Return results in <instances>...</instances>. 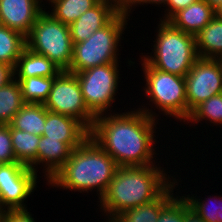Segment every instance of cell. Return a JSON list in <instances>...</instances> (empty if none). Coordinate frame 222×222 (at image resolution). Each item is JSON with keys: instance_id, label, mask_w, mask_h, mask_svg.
I'll list each match as a JSON object with an SVG mask.
<instances>
[{"instance_id": "f546056e", "label": "cell", "mask_w": 222, "mask_h": 222, "mask_svg": "<svg viewBox=\"0 0 222 222\" xmlns=\"http://www.w3.org/2000/svg\"><path fill=\"white\" fill-rule=\"evenodd\" d=\"M0 222H36L27 208L5 209L0 211Z\"/></svg>"}, {"instance_id": "3957f363", "label": "cell", "mask_w": 222, "mask_h": 222, "mask_svg": "<svg viewBox=\"0 0 222 222\" xmlns=\"http://www.w3.org/2000/svg\"><path fill=\"white\" fill-rule=\"evenodd\" d=\"M118 167L114 159L88 137L73 149L70 158L46 184L80 193H90L96 189L100 201Z\"/></svg>"}, {"instance_id": "d590c367", "label": "cell", "mask_w": 222, "mask_h": 222, "mask_svg": "<svg viewBox=\"0 0 222 222\" xmlns=\"http://www.w3.org/2000/svg\"><path fill=\"white\" fill-rule=\"evenodd\" d=\"M206 1L214 10L222 5V0H204Z\"/></svg>"}, {"instance_id": "5b68a950", "label": "cell", "mask_w": 222, "mask_h": 222, "mask_svg": "<svg viewBox=\"0 0 222 222\" xmlns=\"http://www.w3.org/2000/svg\"><path fill=\"white\" fill-rule=\"evenodd\" d=\"M140 59L139 62H141L144 74L141 76H144L146 82L143 88L144 94L153 107L149 110V106L143 105V108L138 109L154 119L160 120L159 114L162 112L164 116L173 117L175 120L183 121V123L186 122L188 119V103L185 77L153 68L142 57ZM152 108L158 109L159 113L156 114Z\"/></svg>"}, {"instance_id": "9c48e42d", "label": "cell", "mask_w": 222, "mask_h": 222, "mask_svg": "<svg viewBox=\"0 0 222 222\" xmlns=\"http://www.w3.org/2000/svg\"><path fill=\"white\" fill-rule=\"evenodd\" d=\"M44 107L53 113L73 117L89 131L96 116L87 108L75 74L62 71L55 79Z\"/></svg>"}, {"instance_id": "6da1fadb", "label": "cell", "mask_w": 222, "mask_h": 222, "mask_svg": "<svg viewBox=\"0 0 222 222\" xmlns=\"http://www.w3.org/2000/svg\"><path fill=\"white\" fill-rule=\"evenodd\" d=\"M133 109L99 115L90 130L89 137L107 152L119 167L146 166L156 164L155 160H158L156 158L159 153L155 151L158 120L138 107Z\"/></svg>"}, {"instance_id": "8fae6325", "label": "cell", "mask_w": 222, "mask_h": 222, "mask_svg": "<svg viewBox=\"0 0 222 222\" xmlns=\"http://www.w3.org/2000/svg\"><path fill=\"white\" fill-rule=\"evenodd\" d=\"M188 118L202 102L222 93V72L217 59L199 57L185 76Z\"/></svg>"}, {"instance_id": "7c38bea8", "label": "cell", "mask_w": 222, "mask_h": 222, "mask_svg": "<svg viewBox=\"0 0 222 222\" xmlns=\"http://www.w3.org/2000/svg\"><path fill=\"white\" fill-rule=\"evenodd\" d=\"M42 2V0H0V25L16 30L26 37L38 16L46 8Z\"/></svg>"}, {"instance_id": "484cf974", "label": "cell", "mask_w": 222, "mask_h": 222, "mask_svg": "<svg viewBox=\"0 0 222 222\" xmlns=\"http://www.w3.org/2000/svg\"><path fill=\"white\" fill-rule=\"evenodd\" d=\"M203 120L208 121L211 125L222 126V93L216 94L208 100L198 105L190 114L185 123H190L191 126L195 123H202ZM202 121V122H201ZM192 123V124H191Z\"/></svg>"}, {"instance_id": "cb8c5ba5", "label": "cell", "mask_w": 222, "mask_h": 222, "mask_svg": "<svg viewBox=\"0 0 222 222\" xmlns=\"http://www.w3.org/2000/svg\"><path fill=\"white\" fill-rule=\"evenodd\" d=\"M24 104L19 82L13 78L0 88V124L9 125Z\"/></svg>"}, {"instance_id": "836d02e7", "label": "cell", "mask_w": 222, "mask_h": 222, "mask_svg": "<svg viewBox=\"0 0 222 222\" xmlns=\"http://www.w3.org/2000/svg\"><path fill=\"white\" fill-rule=\"evenodd\" d=\"M184 222H205L193 209L188 206L184 210Z\"/></svg>"}, {"instance_id": "1f68e13d", "label": "cell", "mask_w": 222, "mask_h": 222, "mask_svg": "<svg viewBox=\"0 0 222 222\" xmlns=\"http://www.w3.org/2000/svg\"><path fill=\"white\" fill-rule=\"evenodd\" d=\"M167 3V0H128V4H127V8H126V14L128 16H131L130 14H132V8H133V11H134V7L136 6H141V5H148V4H152V5H156V6H159L160 8L162 7H165ZM161 4V6H160Z\"/></svg>"}, {"instance_id": "603a6c76", "label": "cell", "mask_w": 222, "mask_h": 222, "mask_svg": "<svg viewBox=\"0 0 222 222\" xmlns=\"http://www.w3.org/2000/svg\"><path fill=\"white\" fill-rule=\"evenodd\" d=\"M26 48V37L16 30L0 25V62L13 69L23 50Z\"/></svg>"}, {"instance_id": "277c9868", "label": "cell", "mask_w": 222, "mask_h": 222, "mask_svg": "<svg viewBox=\"0 0 222 222\" xmlns=\"http://www.w3.org/2000/svg\"><path fill=\"white\" fill-rule=\"evenodd\" d=\"M152 52L142 58L153 68L185 77L199 58L195 36L173 27L168 21H158ZM153 53V54H152Z\"/></svg>"}, {"instance_id": "4fadbf2b", "label": "cell", "mask_w": 222, "mask_h": 222, "mask_svg": "<svg viewBox=\"0 0 222 222\" xmlns=\"http://www.w3.org/2000/svg\"><path fill=\"white\" fill-rule=\"evenodd\" d=\"M90 135V131L77 119L53 113L46 109V121L42 136L67 143L72 149L80 146Z\"/></svg>"}, {"instance_id": "2e32d148", "label": "cell", "mask_w": 222, "mask_h": 222, "mask_svg": "<svg viewBox=\"0 0 222 222\" xmlns=\"http://www.w3.org/2000/svg\"><path fill=\"white\" fill-rule=\"evenodd\" d=\"M215 16V10L206 1L198 0L176 12L168 22L173 27L195 36Z\"/></svg>"}, {"instance_id": "d4e9b609", "label": "cell", "mask_w": 222, "mask_h": 222, "mask_svg": "<svg viewBox=\"0 0 222 222\" xmlns=\"http://www.w3.org/2000/svg\"><path fill=\"white\" fill-rule=\"evenodd\" d=\"M56 77L15 78L21 87L24 103L44 104Z\"/></svg>"}, {"instance_id": "5bb4252c", "label": "cell", "mask_w": 222, "mask_h": 222, "mask_svg": "<svg viewBox=\"0 0 222 222\" xmlns=\"http://www.w3.org/2000/svg\"><path fill=\"white\" fill-rule=\"evenodd\" d=\"M118 13L119 11L114 6L98 2L69 25L73 44L87 40L95 31L107 25Z\"/></svg>"}, {"instance_id": "7402d4cb", "label": "cell", "mask_w": 222, "mask_h": 222, "mask_svg": "<svg viewBox=\"0 0 222 222\" xmlns=\"http://www.w3.org/2000/svg\"><path fill=\"white\" fill-rule=\"evenodd\" d=\"M46 2H49L52 8L46 12L68 26L98 3L96 0H47Z\"/></svg>"}, {"instance_id": "83f0119b", "label": "cell", "mask_w": 222, "mask_h": 222, "mask_svg": "<svg viewBox=\"0 0 222 222\" xmlns=\"http://www.w3.org/2000/svg\"><path fill=\"white\" fill-rule=\"evenodd\" d=\"M162 208L157 222H184V210L189 206L180 191ZM178 195V196H177Z\"/></svg>"}, {"instance_id": "ac0fdd59", "label": "cell", "mask_w": 222, "mask_h": 222, "mask_svg": "<svg viewBox=\"0 0 222 222\" xmlns=\"http://www.w3.org/2000/svg\"><path fill=\"white\" fill-rule=\"evenodd\" d=\"M14 78L57 77L62 71L46 56L23 50L13 69Z\"/></svg>"}, {"instance_id": "e575fe53", "label": "cell", "mask_w": 222, "mask_h": 222, "mask_svg": "<svg viewBox=\"0 0 222 222\" xmlns=\"http://www.w3.org/2000/svg\"><path fill=\"white\" fill-rule=\"evenodd\" d=\"M114 6L119 12H125L128 0H96Z\"/></svg>"}, {"instance_id": "e0dca14e", "label": "cell", "mask_w": 222, "mask_h": 222, "mask_svg": "<svg viewBox=\"0 0 222 222\" xmlns=\"http://www.w3.org/2000/svg\"><path fill=\"white\" fill-rule=\"evenodd\" d=\"M175 181L155 200L118 213L109 222H157L162 208L176 195L174 189L179 186Z\"/></svg>"}, {"instance_id": "8992f818", "label": "cell", "mask_w": 222, "mask_h": 222, "mask_svg": "<svg viewBox=\"0 0 222 222\" xmlns=\"http://www.w3.org/2000/svg\"><path fill=\"white\" fill-rule=\"evenodd\" d=\"M128 17L126 12H119L107 25L95 31L87 40L75 43L68 72L75 74L91 67L119 63V46H121V40H125L121 36L130 20Z\"/></svg>"}, {"instance_id": "ba28073f", "label": "cell", "mask_w": 222, "mask_h": 222, "mask_svg": "<svg viewBox=\"0 0 222 222\" xmlns=\"http://www.w3.org/2000/svg\"><path fill=\"white\" fill-rule=\"evenodd\" d=\"M119 65L108 63L75 73L85 104L96 117L113 112L121 79Z\"/></svg>"}, {"instance_id": "74e56055", "label": "cell", "mask_w": 222, "mask_h": 222, "mask_svg": "<svg viewBox=\"0 0 222 222\" xmlns=\"http://www.w3.org/2000/svg\"><path fill=\"white\" fill-rule=\"evenodd\" d=\"M217 61L219 63V66L221 68V72H222V55H220L218 58H217Z\"/></svg>"}, {"instance_id": "4316f807", "label": "cell", "mask_w": 222, "mask_h": 222, "mask_svg": "<svg viewBox=\"0 0 222 222\" xmlns=\"http://www.w3.org/2000/svg\"><path fill=\"white\" fill-rule=\"evenodd\" d=\"M190 193L192 196L189 194H183V197L189 203L190 208L193 209L205 222H222V196L217 197L214 195L215 197L213 196L212 198L211 196L210 198L208 196V199L204 197V200H202L197 195L194 196L195 194H192V192Z\"/></svg>"}, {"instance_id": "52a82bcc", "label": "cell", "mask_w": 222, "mask_h": 222, "mask_svg": "<svg viewBox=\"0 0 222 222\" xmlns=\"http://www.w3.org/2000/svg\"><path fill=\"white\" fill-rule=\"evenodd\" d=\"M45 10L26 36V47L46 56L61 71H69L74 46L69 26L54 19Z\"/></svg>"}, {"instance_id": "d6986e66", "label": "cell", "mask_w": 222, "mask_h": 222, "mask_svg": "<svg viewBox=\"0 0 222 222\" xmlns=\"http://www.w3.org/2000/svg\"><path fill=\"white\" fill-rule=\"evenodd\" d=\"M195 41L199 57L217 59L222 55V20L215 16L195 35Z\"/></svg>"}, {"instance_id": "f1b7e54d", "label": "cell", "mask_w": 222, "mask_h": 222, "mask_svg": "<svg viewBox=\"0 0 222 222\" xmlns=\"http://www.w3.org/2000/svg\"><path fill=\"white\" fill-rule=\"evenodd\" d=\"M0 162L1 163H13L18 162L16 160L12 139L10 134V124H0Z\"/></svg>"}, {"instance_id": "d6a6232c", "label": "cell", "mask_w": 222, "mask_h": 222, "mask_svg": "<svg viewBox=\"0 0 222 222\" xmlns=\"http://www.w3.org/2000/svg\"><path fill=\"white\" fill-rule=\"evenodd\" d=\"M14 78L13 68L0 62V88Z\"/></svg>"}, {"instance_id": "ffe728a7", "label": "cell", "mask_w": 222, "mask_h": 222, "mask_svg": "<svg viewBox=\"0 0 222 222\" xmlns=\"http://www.w3.org/2000/svg\"><path fill=\"white\" fill-rule=\"evenodd\" d=\"M46 121V108L43 104L25 103L14 115L10 125L17 130L42 136Z\"/></svg>"}, {"instance_id": "44dd1931", "label": "cell", "mask_w": 222, "mask_h": 222, "mask_svg": "<svg viewBox=\"0 0 222 222\" xmlns=\"http://www.w3.org/2000/svg\"><path fill=\"white\" fill-rule=\"evenodd\" d=\"M10 134L16 160L36 172L37 149L41 136L14 129L11 125Z\"/></svg>"}, {"instance_id": "8d00e7d4", "label": "cell", "mask_w": 222, "mask_h": 222, "mask_svg": "<svg viewBox=\"0 0 222 222\" xmlns=\"http://www.w3.org/2000/svg\"><path fill=\"white\" fill-rule=\"evenodd\" d=\"M215 15L222 20V5L215 10Z\"/></svg>"}, {"instance_id": "30bf717a", "label": "cell", "mask_w": 222, "mask_h": 222, "mask_svg": "<svg viewBox=\"0 0 222 222\" xmlns=\"http://www.w3.org/2000/svg\"><path fill=\"white\" fill-rule=\"evenodd\" d=\"M38 174L20 162L0 164V211L28 208L24 203L37 188Z\"/></svg>"}, {"instance_id": "4dcf8cb0", "label": "cell", "mask_w": 222, "mask_h": 222, "mask_svg": "<svg viewBox=\"0 0 222 222\" xmlns=\"http://www.w3.org/2000/svg\"><path fill=\"white\" fill-rule=\"evenodd\" d=\"M198 0H167L164 15L160 17L161 21H168L176 12L185 9Z\"/></svg>"}, {"instance_id": "7a4b0ae2", "label": "cell", "mask_w": 222, "mask_h": 222, "mask_svg": "<svg viewBox=\"0 0 222 222\" xmlns=\"http://www.w3.org/2000/svg\"><path fill=\"white\" fill-rule=\"evenodd\" d=\"M157 166L159 163L118 167L107 192L97 201L106 222L118 213L157 199L175 181V175L173 178L167 169Z\"/></svg>"}, {"instance_id": "9a60e30c", "label": "cell", "mask_w": 222, "mask_h": 222, "mask_svg": "<svg viewBox=\"0 0 222 222\" xmlns=\"http://www.w3.org/2000/svg\"><path fill=\"white\" fill-rule=\"evenodd\" d=\"M72 151L73 149L65 142L41 136L37 149L36 173H38V165L41 166L40 168L43 166L42 171L45 173L43 176L48 182L70 158Z\"/></svg>"}]
</instances>
